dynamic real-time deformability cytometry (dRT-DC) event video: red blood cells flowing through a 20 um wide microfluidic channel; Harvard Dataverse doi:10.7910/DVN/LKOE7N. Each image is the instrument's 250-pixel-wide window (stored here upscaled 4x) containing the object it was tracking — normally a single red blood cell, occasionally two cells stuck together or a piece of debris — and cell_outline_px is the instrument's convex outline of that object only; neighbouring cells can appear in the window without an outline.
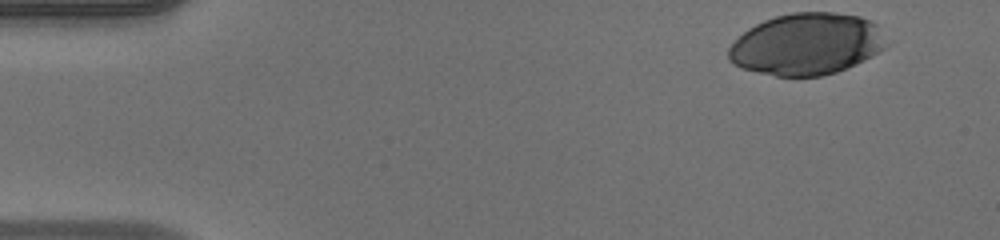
{"species": "human", "species_latin": "Homo sapiens", "temperature_condition": "warm", "stored_images_in_passage": 38, "camera_frame_rate_fps": 3000, "um_per_image_px": 0.085, "donor": {"sex": "male"}, "frame": {"image": 1, "passage_image": 1, "time_ms": 0.0, "image_size_px": [1000, 240], "cell_outline_px": [[888, 44], [884, 48], [872, 56], [856, 64], [836, 72], [820, 76], [776, 76], [740, 68], [728, 60], [728, 48], [748, 28], [764, 20], [776, 16], [792, 12], [832, 12], [860, 16], [872, 20], [876, 24]], "centroid_in_image_um": [68.57, 3.75], "position_along_channel_um": 16.4, "area_um2": 56.7}}